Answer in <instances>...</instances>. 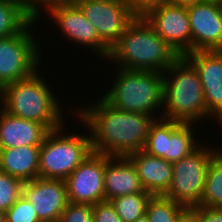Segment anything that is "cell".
Here are the masks:
<instances>
[{
  "mask_svg": "<svg viewBox=\"0 0 222 222\" xmlns=\"http://www.w3.org/2000/svg\"><path fill=\"white\" fill-rule=\"evenodd\" d=\"M78 107H70L68 112L73 111L77 122L88 128L93 152L127 157L144 149L149 127L155 120L152 116L116 109L102 96L89 107Z\"/></svg>",
  "mask_w": 222,
  "mask_h": 222,
  "instance_id": "cell-1",
  "label": "cell"
},
{
  "mask_svg": "<svg viewBox=\"0 0 222 222\" xmlns=\"http://www.w3.org/2000/svg\"><path fill=\"white\" fill-rule=\"evenodd\" d=\"M178 57L145 18L137 16L110 47L105 63L113 62L112 68L163 73Z\"/></svg>",
  "mask_w": 222,
  "mask_h": 222,
  "instance_id": "cell-2",
  "label": "cell"
},
{
  "mask_svg": "<svg viewBox=\"0 0 222 222\" xmlns=\"http://www.w3.org/2000/svg\"><path fill=\"white\" fill-rule=\"evenodd\" d=\"M40 74L38 69L31 76L2 87L0 107L13 116L41 123L50 131L61 127L68 119L63 115L66 110L58 93L55 95L53 86Z\"/></svg>",
  "mask_w": 222,
  "mask_h": 222,
  "instance_id": "cell-3",
  "label": "cell"
},
{
  "mask_svg": "<svg viewBox=\"0 0 222 222\" xmlns=\"http://www.w3.org/2000/svg\"><path fill=\"white\" fill-rule=\"evenodd\" d=\"M162 117L194 124L204 119L213 120L206 110L199 74L184 55L163 72Z\"/></svg>",
  "mask_w": 222,
  "mask_h": 222,
  "instance_id": "cell-4",
  "label": "cell"
},
{
  "mask_svg": "<svg viewBox=\"0 0 222 222\" xmlns=\"http://www.w3.org/2000/svg\"><path fill=\"white\" fill-rule=\"evenodd\" d=\"M113 69L116 72L112 86L109 85L110 88L100 95L116 109L147 114L154 119L162 118L163 73Z\"/></svg>",
  "mask_w": 222,
  "mask_h": 222,
  "instance_id": "cell-5",
  "label": "cell"
},
{
  "mask_svg": "<svg viewBox=\"0 0 222 222\" xmlns=\"http://www.w3.org/2000/svg\"><path fill=\"white\" fill-rule=\"evenodd\" d=\"M65 127L50 130L40 145V178L65 180L93 152L88 130L68 133Z\"/></svg>",
  "mask_w": 222,
  "mask_h": 222,
  "instance_id": "cell-6",
  "label": "cell"
},
{
  "mask_svg": "<svg viewBox=\"0 0 222 222\" xmlns=\"http://www.w3.org/2000/svg\"><path fill=\"white\" fill-rule=\"evenodd\" d=\"M37 23L38 20L34 19L21 33L0 38V89L42 69L39 67L44 61L41 57L44 53L41 52L39 37L35 40L36 31L33 30L40 25Z\"/></svg>",
  "mask_w": 222,
  "mask_h": 222,
  "instance_id": "cell-7",
  "label": "cell"
},
{
  "mask_svg": "<svg viewBox=\"0 0 222 222\" xmlns=\"http://www.w3.org/2000/svg\"><path fill=\"white\" fill-rule=\"evenodd\" d=\"M205 144V146H204ZM203 143L191 154L173 163L171 185L164 195L186 208L197 207L201 203L207 170L215 146Z\"/></svg>",
  "mask_w": 222,
  "mask_h": 222,
  "instance_id": "cell-8",
  "label": "cell"
},
{
  "mask_svg": "<svg viewBox=\"0 0 222 222\" xmlns=\"http://www.w3.org/2000/svg\"><path fill=\"white\" fill-rule=\"evenodd\" d=\"M42 14L50 16L51 22L64 38L73 44L87 47L100 60H106L110 48L100 39L96 27L85 17L81 8L74 1H57L43 6ZM48 13V14H47ZM101 58V59H100Z\"/></svg>",
  "mask_w": 222,
  "mask_h": 222,
  "instance_id": "cell-9",
  "label": "cell"
},
{
  "mask_svg": "<svg viewBox=\"0 0 222 222\" xmlns=\"http://www.w3.org/2000/svg\"><path fill=\"white\" fill-rule=\"evenodd\" d=\"M193 126L198 127L194 123H181L163 117L155 119L149 127L143 151L172 163L179 161L201 145V140H197L199 131H195Z\"/></svg>",
  "mask_w": 222,
  "mask_h": 222,
  "instance_id": "cell-10",
  "label": "cell"
},
{
  "mask_svg": "<svg viewBox=\"0 0 222 222\" xmlns=\"http://www.w3.org/2000/svg\"><path fill=\"white\" fill-rule=\"evenodd\" d=\"M96 27L100 39L110 48L137 17L124 0H74Z\"/></svg>",
  "mask_w": 222,
  "mask_h": 222,
  "instance_id": "cell-11",
  "label": "cell"
},
{
  "mask_svg": "<svg viewBox=\"0 0 222 222\" xmlns=\"http://www.w3.org/2000/svg\"><path fill=\"white\" fill-rule=\"evenodd\" d=\"M143 17L179 56L192 52V34L186 6L163 4L149 10Z\"/></svg>",
  "mask_w": 222,
  "mask_h": 222,
  "instance_id": "cell-12",
  "label": "cell"
},
{
  "mask_svg": "<svg viewBox=\"0 0 222 222\" xmlns=\"http://www.w3.org/2000/svg\"><path fill=\"white\" fill-rule=\"evenodd\" d=\"M105 155L92 152L64 180L68 202L97 204L105 201Z\"/></svg>",
  "mask_w": 222,
  "mask_h": 222,
  "instance_id": "cell-13",
  "label": "cell"
},
{
  "mask_svg": "<svg viewBox=\"0 0 222 222\" xmlns=\"http://www.w3.org/2000/svg\"><path fill=\"white\" fill-rule=\"evenodd\" d=\"M187 7L193 51L222 50V5L205 0Z\"/></svg>",
  "mask_w": 222,
  "mask_h": 222,
  "instance_id": "cell-14",
  "label": "cell"
},
{
  "mask_svg": "<svg viewBox=\"0 0 222 222\" xmlns=\"http://www.w3.org/2000/svg\"><path fill=\"white\" fill-rule=\"evenodd\" d=\"M196 68L207 113L222 126V50L193 51L184 55ZM219 122V123H218Z\"/></svg>",
  "mask_w": 222,
  "mask_h": 222,
  "instance_id": "cell-15",
  "label": "cell"
},
{
  "mask_svg": "<svg viewBox=\"0 0 222 222\" xmlns=\"http://www.w3.org/2000/svg\"><path fill=\"white\" fill-rule=\"evenodd\" d=\"M22 195L32 204L41 222L59 221L68 204L66 184L61 179L38 177L23 182Z\"/></svg>",
  "mask_w": 222,
  "mask_h": 222,
  "instance_id": "cell-16",
  "label": "cell"
},
{
  "mask_svg": "<svg viewBox=\"0 0 222 222\" xmlns=\"http://www.w3.org/2000/svg\"><path fill=\"white\" fill-rule=\"evenodd\" d=\"M127 158L135 166L141 184L151 195H165L173 177V163L145 151L131 153Z\"/></svg>",
  "mask_w": 222,
  "mask_h": 222,
  "instance_id": "cell-17",
  "label": "cell"
},
{
  "mask_svg": "<svg viewBox=\"0 0 222 222\" xmlns=\"http://www.w3.org/2000/svg\"><path fill=\"white\" fill-rule=\"evenodd\" d=\"M104 192L105 201H110L122 195L147 191L141 184L135 166L127 157L105 155Z\"/></svg>",
  "mask_w": 222,
  "mask_h": 222,
  "instance_id": "cell-18",
  "label": "cell"
},
{
  "mask_svg": "<svg viewBox=\"0 0 222 222\" xmlns=\"http://www.w3.org/2000/svg\"><path fill=\"white\" fill-rule=\"evenodd\" d=\"M48 132L41 123L13 116L0 107V149L41 145Z\"/></svg>",
  "mask_w": 222,
  "mask_h": 222,
  "instance_id": "cell-19",
  "label": "cell"
},
{
  "mask_svg": "<svg viewBox=\"0 0 222 222\" xmlns=\"http://www.w3.org/2000/svg\"><path fill=\"white\" fill-rule=\"evenodd\" d=\"M40 145L0 149V171L22 182L39 177Z\"/></svg>",
  "mask_w": 222,
  "mask_h": 222,
  "instance_id": "cell-20",
  "label": "cell"
},
{
  "mask_svg": "<svg viewBox=\"0 0 222 222\" xmlns=\"http://www.w3.org/2000/svg\"><path fill=\"white\" fill-rule=\"evenodd\" d=\"M34 18L14 2L0 0V38L21 33Z\"/></svg>",
  "mask_w": 222,
  "mask_h": 222,
  "instance_id": "cell-21",
  "label": "cell"
},
{
  "mask_svg": "<svg viewBox=\"0 0 222 222\" xmlns=\"http://www.w3.org/2000/svg\"><path fill=\"white\" fill-rule=\"evenodd\" d=\"M199 206L222 208V158L217 153L210 161Z\"/></svg>",
  "mask_w": 222,
  "mask_h": 222,
  "instance_id": "cell-22",
  "label": "cell"
},
{
  "mask_svg": "<svg viewBox=\"0 0 222 222\" xmlns=\"http://www.w3.org/2000/svg\"><path fill=\"white\" fill-rule=\"evenodd\" d=\"M149 192L122 195L110 200L122 222H135L146 214V207L151 198Z\"/></svg>",
  "mask_w": 222,
  "mask_h": 222,
  "instance_id": "cell-23",
  "label": "cell"
},
{
  "mask_svg": "<svg viewBox=\"0 0 222 222\" xmlns=\"http://www.w3.org/2000/svg\"><path fill=\"white\" fill-rule=\"evenodd\" d=\"M185 209L164 195H152L146 207V216L150 222H175Z\"/></svg>",
  "mask_w": 222,
  "mask_h": 222,
  "instance_id": "cell-24",
  "label": "cell"
},
{
  "mask_svg": "<svg viewBox=\"0 0 222 222\" xmlns=\"http://www.w3.org/2000/svg\"><path fill=\"white\" fill-rule=\"evenodd\" d=\"M23 182L0 171V211L6 212L22 195Z\"/></svg>",
  "mask_w": 222,
  "mask_h": 222,
  "instance_id": "cell-25",
  "label": "cell"
},
{
  "mask_svg": "<svg viewBox=\"0 0 222 222\" xmlns=\"http://www.w3.org/2000/svg\"><path fill=\"white\" fill-rule=\"evenodd\" d=\"M6 222H41L32 204L21 195L5 212Z\"/></svg>",
  "mask_w": 222,
  "mask_h": 222,
  "instance_id": "cell-26",
  "label": "cell"
},
{
  "mask_svg": "<svg viewBox=\"0 0 222 222\" xmlns=\"http://www.w3.org/2000/svg\"><path fill=\"white\" fill-rule=\"evenodd\" d=\"M59 222H94L93 205L68 202Z\"/></svg>",
  "mask_w": 222,
  "mask_h": 222,
  "instance_id": "cell-27",
  "label": "cell"
},
{
  "mask_svg": "<svg viewBox=\"0 0 222 222\" xmlns=\"http://www.w3.org/2000/svg\"><path fill=\"white\" fill-rule=\"evenodd\" d=\"M94 222H122L110 201L93 205Z\"/></svg>",
  "mask_w": 222,
  "mask_h": 222,
  "instance_id": "cell-28",
  "label": "cell"
},
{
  "mask_svg": "<svg viewBox=\"0 0 222 222\" xmlns=\"http://www.w3.org/2000/svg\"><path fill=\"white\" fill-rule=\"evenodd\" d=\"M126 5L136 16H144L149 10L163 4L168 0H124Z\"/></svg>",
  "mask_w": 222,
  "mask_h": 222,
  "instance_id": "cell-29",
  "label": "cell"
},
{
  "mask_svg": "<svg viewBox=\"0 0 222 222\" xmlns=\"http://www.w3.org/2000/svg\"><path fill=\"white\" fill-rule=\"evenodd\" d=\"M192 209L196 212L197 222H222V208L197 206Z\"/></svg>",
  "mask_w": 222,
  "mask_h": 222,
  "instance_id": "cell-30",
  "label": "cell"
},
{
  "mask_svg": "<svg viewBox=\"0 0 222 222\" xmlns=\"http://www.w3.org/2000/svg\"><path fill=\"white\" fill-rule=\"evenodd\" d=\"M18 4L24 8L34 19L40 21L43 9L42 0H5Z\"/></svg>",
  "mask_w": 222,
  "mask_h": 222,
  "instance_id": "cell-31",
  "label": "cell"
},
{
  "mask_svg": "<svg viewBox=\"0 0 222 222\" xmlns=\"http://www.w3.org/2000/svg\"><path fill=\"white\" fill-rule=\"evenodd\" d=\"M175 222H197L196 212L192 208H186Z\"/></svg>",
  "mask_w": 222,
  "mask_h": 222,
  "instance_id": "cell-32",
  "label": "cell"
},
{
  "mask_svg": "<svg viewBox=\"0 0 222 222\" xmlns=\"http://www.w3.org/2000/svg\"><path fill=\"white\" fill-rule=\"evenodd\" d=\"M202 1L205 0H168V3L173 5L189 6Z\"/></svg>",
  "mask_w": 222,
  "mask_h": 222,
  "instance_id": "cell-33",
  "label": "cell"
},
{
  "mask_svg": "<svg viewBox=\"0 0 222 222\" xmlns=\"http://www.w3.org/2000/svg\"><path fill=\"white\" fill-rule=\"evenodd\" d=\"M57 1H74V0H42L43 6H44L45 4H49V3L57 2Z\"/></svg>",
  "mask_w": 222,
  "mask_h": 222,
  "instance_id": "cell-34",
  "label": "cell"
},
{
  "mask_svg": "<svg viewBox=\"0 0 222 222\" xmlns=\"http://www.w3.org/2000/svg\"><path fill=\"white\" fill-rule=\"evenodd\" d=\"M135 222H150L146 214L139 219H137Z\"/></svg>",
  "mask_w": 222,
  "mask_h": 222,
  "instance_id": "cell-35",
  "label": "cell"
},
{
  "mask_svg": "<svg viewBox=\"0 0 222 222\" xmlns=\"http://www.w3.org/2000/svg\"><path fill=\"white\" fill-rule=\"evenodd\" d=\"M216 153L222 158V145L219 144V146H216Z\"/></svg>",
  "mask_w": 222,
  "mask_h": 222,
  "instance_id": "cell-36",
  "label": "cell"
},
{
  "mask_svg": "<svg viewBox=\"0 0 222 222\" xmlns=\"http://www.w3.org/2000/svg\"><path fill=\"white\" fill-rule=\"evenodd\" d=\"M0 222H6L5 212L0 211Z\"/></svg>",
  "mask_w": 222,
  "mask_h": 222,
  "instance_id": "cell-37",
  "label": "cell"
},
{
  "mask_svg": "<svg viewBox=\"0 0 222 222\" xmlns=\"http://www.w3.org/2000/svg\"><path fill=\"white\" fill-rule=\"evenodd\" d=\"M88 1H97V0H88ZM98 1H106V0H98Z\"/></svg>",
  "mask_w": 222,
  "mask_h": 222,
  "instance_id": "cell-38",
  "label": "cell"
}]
</instances>
